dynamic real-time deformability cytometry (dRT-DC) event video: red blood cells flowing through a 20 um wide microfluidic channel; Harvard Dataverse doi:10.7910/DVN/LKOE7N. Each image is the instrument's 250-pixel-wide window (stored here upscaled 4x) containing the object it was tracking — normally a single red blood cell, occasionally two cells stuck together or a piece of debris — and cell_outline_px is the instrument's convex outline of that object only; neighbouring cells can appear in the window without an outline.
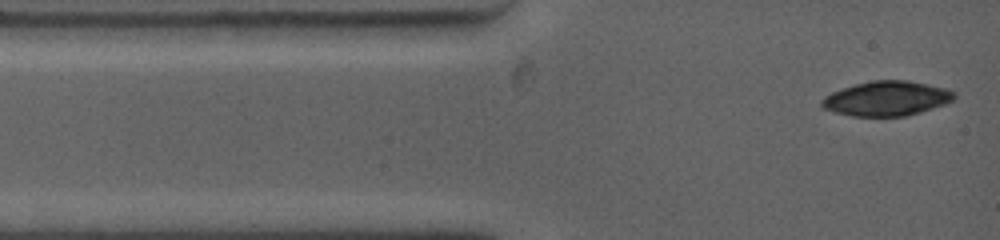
{"species": "common noctule bat (a hibernating species)", "species_latin": "Nyctalus noctula", "temperature_condition": "warm", "stored_images_in_passage": 2, "camera_frame_rate_fps": 4500, "um_per_image_px": 0.085, "animal": {"sex": "female", "body_mass_g": 19.0, "forearm_length_mm": 53.3}, "frame": {"image": 1, "passage_image": 1, "time_ms": 0.0, "image_size_px": [1000, 240], "cell_outline_px": [[956, 96], [952, 100], [944, 104], [920, 112], [904, 116], [852, 116], [820, 108], [820, 100], [824, 96], [832, 92], [856, 84], [872, 80], [908, 80], [944, 88], [956, 92]], "centroid_in_image_um": [75.33, 8.37], "position_along_channel_um": 9.7, "area_um2": 26.65}}